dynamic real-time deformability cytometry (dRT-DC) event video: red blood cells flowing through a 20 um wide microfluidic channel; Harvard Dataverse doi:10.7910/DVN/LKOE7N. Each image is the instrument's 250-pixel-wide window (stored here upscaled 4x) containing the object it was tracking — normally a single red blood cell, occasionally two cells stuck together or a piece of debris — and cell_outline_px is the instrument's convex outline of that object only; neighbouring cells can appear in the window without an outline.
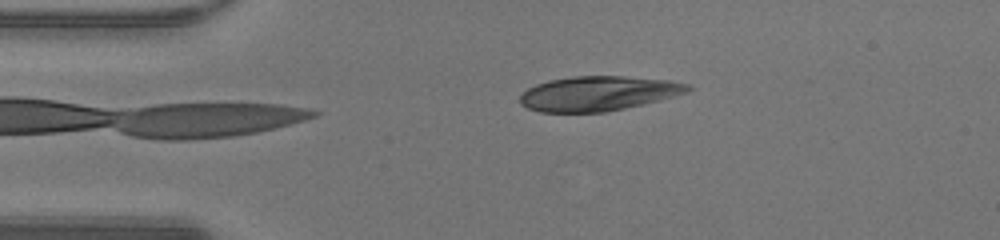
{"species": "human", "species_latin": "Homo sapiens", "temperature_condition": "warm", "stored_images_in_passage": 38, "camera_frame_rate_fps": 3000, "um_per_image_px": 0.085, "donor": {"sex": "male"}, "frame": {"image": 1, "passage_image": 1, "time_ms": 0.0, "image_size_px": [1000, 240], "cell_outline_px": [[692, 88], [688, 92], [624, 108], [604, 112], [540, 112], [528, 108], [520, 104], [520, 96], [528, 88], [536, 84], [548, 80], [572, 76], [624, 76], [668, 80], [688, 84]], "centroid_in_image_um": [50.8, 7.94], "position_along_channel_um": 34.2, "area_um2": 33.58}}
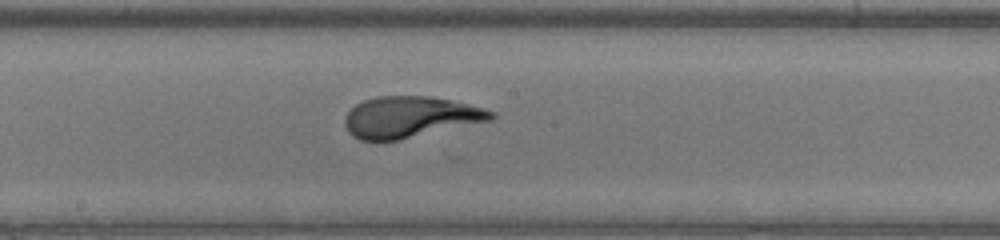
{"frame": {"image": 2, "passage_image": 16, "time_ms": 5.0, "image_size_px": [1000, 240], "cell_outline_px": [[496, 116], [492, 120], [400, 140], [360, 140], [352, 136], [348, 132], [344, 124], [344, 116], [356, 104], [364, 100], [376, 96], [432, 96], [496, 112]], "centroid_in_image_um": [34.82, 9.96], "position_along_channel_um": 213.4, "area_um2": 34.97}}
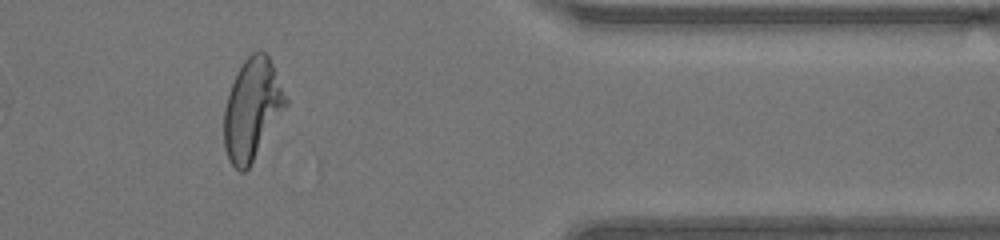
{"frame": {"image": 3, "passage_image": 30, "time_ms": 9.667, "image_size_px": [1000, 240], "cell_outline_px": [[288, 104], [248, 168], [244, 172], [240, 172], [232, 164], [224, 148], [224, 108], [228, 92], [244, 60], [252, 52], [260, 48], [268, 56], [272, 64], [288, 100]], "centroid_in_image_um": [21.42, 9.27], "position_along_channel_um": 390.0, "area_um2": 35.89}}